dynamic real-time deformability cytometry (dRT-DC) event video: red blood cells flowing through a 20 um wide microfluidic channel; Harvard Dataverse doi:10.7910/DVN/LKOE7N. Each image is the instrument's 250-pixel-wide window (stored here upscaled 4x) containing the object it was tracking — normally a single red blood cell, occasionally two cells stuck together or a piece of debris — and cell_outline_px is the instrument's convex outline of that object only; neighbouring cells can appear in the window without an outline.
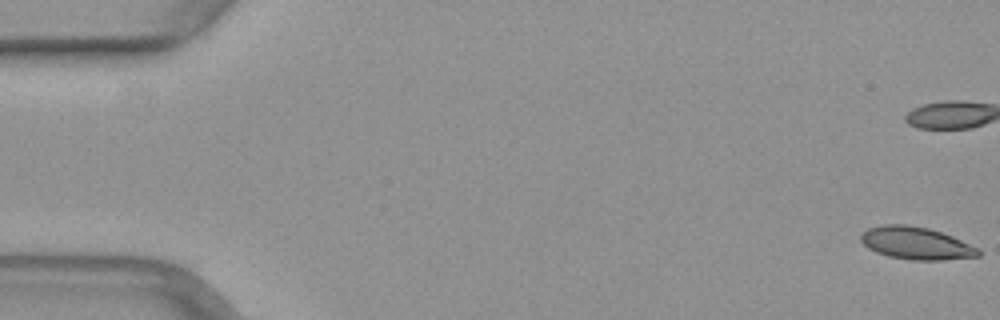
{"species": "common noctule bat (a hibernating species)", "species_latin": "Nyctalus noctula", "temperature_condition": "warm", "stored_images_in_passage": 10, "camera_frame_rate_fps": 3000, "um_per_image_px": 0.085, "animal": {"sex": "female", "body_mass_g": 29.2, "forearm_length_mm": 56.3}, "frame": {"image": 1, "passage_image": 1, "time_ms": 0.0, "image_size_px": [1000, 320], "cell_outline_px": [[980, 256], [944, 260], [912, 260], [888, 256], [876, 252], [868, 248], [860, 240], [860, 232], [868, 228], [884, 224], [908, 224], [928, 228], [952, 236], [976, 248], [980, 252]], "centroid_in_image_um": [77.81, 20.67], "position_along_channel_um": 7.2, "area_um2": 22.2}}